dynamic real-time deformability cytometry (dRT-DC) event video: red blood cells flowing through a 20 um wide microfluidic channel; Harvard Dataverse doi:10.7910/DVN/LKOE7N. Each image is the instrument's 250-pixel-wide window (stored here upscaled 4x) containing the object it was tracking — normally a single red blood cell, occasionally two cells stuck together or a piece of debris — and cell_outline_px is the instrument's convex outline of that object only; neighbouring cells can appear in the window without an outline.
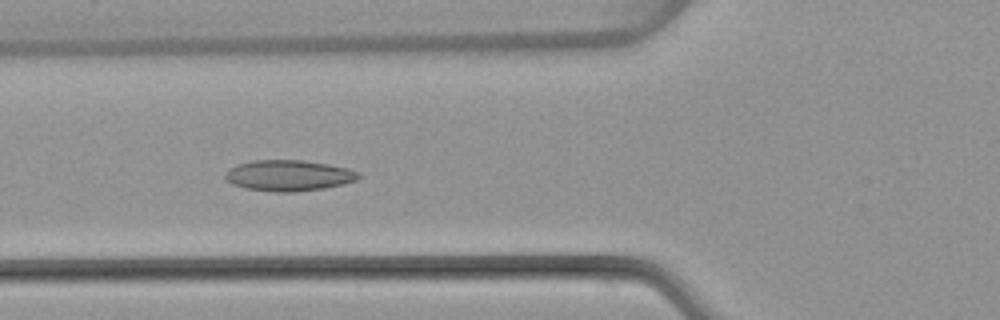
{"species": "common noctule bat (a hibernating species)", "species_latin": "Nyctalus noctula", "temperature_condition": "warm", "stored_images_in_passage": 40, "camera_frame_rate_fps": 3000, "um_per_image_px": 0.085, "animal": {"sex": "female", "body_mass_g": 22.7, "forearm_length_mm": 54.2}, "frame": {"image": 1, "passage_image": 8, "time_ms": 2.333, "image_size_px": [1000, 320], "cell_outline_px": [[364, 176], [356, 180], [344, 184], [324, 188], [292, 192], [272, 192], [244, 188], [232, 184], [224, 180], [224, 172], [236, 164], [252, 160], [300, 160], [328, 164], [348, 168], [360, 172]], "centroid_in_image_um": [24.52, 14.92], "position_along_channel_um": 101.3, "area_um2": 24.39}}
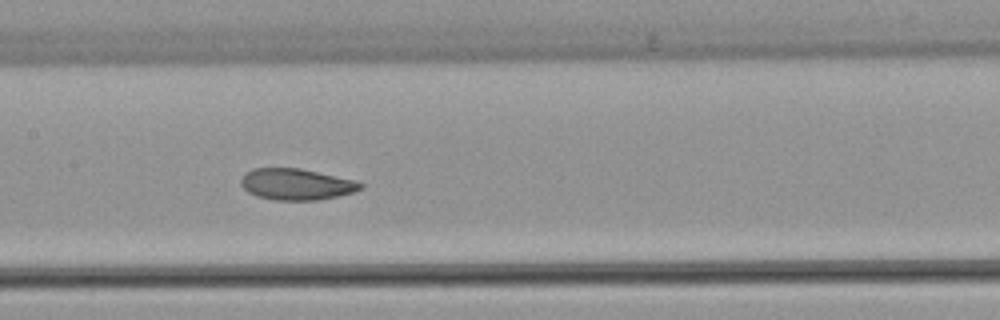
{"frame": {"image": 2, "passage_image": 14, "time_ms": 4.333, "image_size_px": [1000, 320], "cell_outline_px": [[364, 188], [352, 192], [336, 196], [316, 200], [272, 200], [256, 196], [248, 192], [240, 184], [240, 180], [244, 172], [252, 168], [300, 168], [356, 180], [364, 184]], "centroid_in_image_um": [25.16, 15.65], "position_along_channel_um": 182.2, "area_um2": 21.96}}
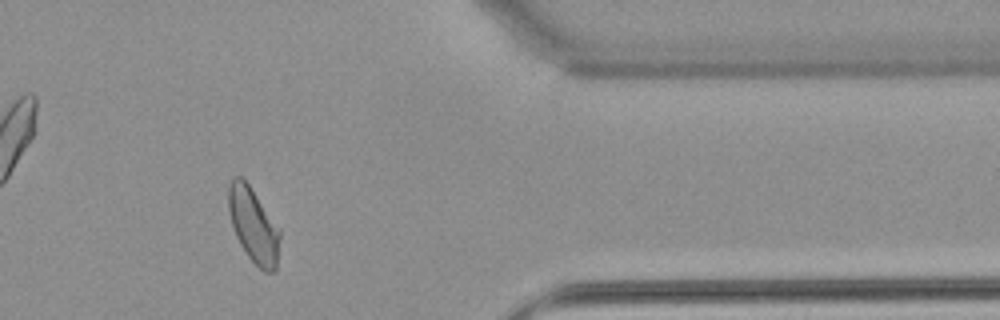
{"frame": {"image": 3, "passage_image": 31, "time_ms": 10.0, "image_size_px": [1000, 320], "cell_outline_px": [[280, 236], [276, 268], [272, 272], [264, 272], [248, 256], [240, 244], [236, 236], [228, 212], [228, 184], [232, 176], [240, 176], [248, 184], [280, 228]], "centroid_in_image_um": [21.53, 19.12], "position_along_channel_um": 389.9, "area_um2": 22.25}, "authors_computed_cell_mechanics": {"area_um2": 22.6865, "velocity_mm_per_s": 4.0355, "shape_relaxation_time_tau1_ms": 8.2103, "shape_relaxation_time_tau2_ms": 1.9146, "deformation_change_tau1": 0.1934, "deformation_change_tau2": 0.0798}}